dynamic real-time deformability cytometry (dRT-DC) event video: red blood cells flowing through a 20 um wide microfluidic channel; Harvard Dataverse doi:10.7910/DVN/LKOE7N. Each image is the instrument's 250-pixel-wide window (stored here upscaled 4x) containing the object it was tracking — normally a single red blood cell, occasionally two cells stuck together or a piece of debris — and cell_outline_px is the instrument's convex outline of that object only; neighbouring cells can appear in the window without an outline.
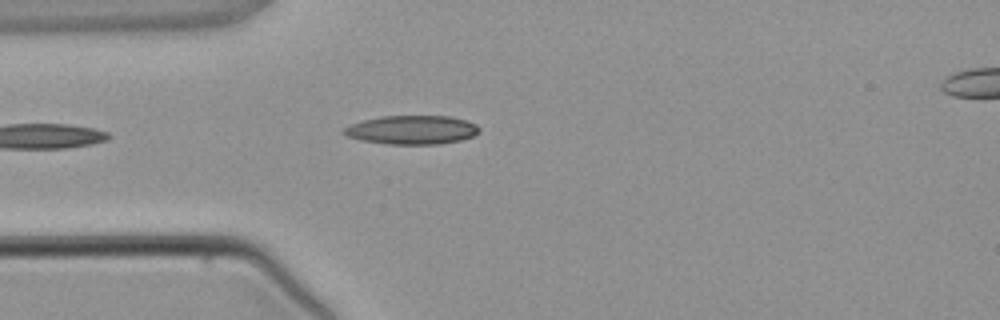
{"species": "common noctule bat (a hibernating species)", "species_latin": "Nyctalus noctula", "temperature_condition": "warm", "stored_images_in_passage": 4, "segment_of_instrument_passage": [1, 2], "camera_frame_rate_fps": 3000, "um_per_image_px": 0.085, "animal": {"sex": "male", "body_mass_g": 21.5, "forearm_length_mm": 52.0}, "frame": {"image": 1, "passage_image": 3, "time_ms": 2.333, "image_size_px": [1000, 320], "cell_outline_px": [[480, 132], [472, 136], [460, 140], [440, 144], [388, 144], [360, 140], [348, 136], [344, 132], [344, 128], [352, 124], [364, 120], [380, 116], [452, 116], [476, 124], [480, 128]], "centroid_in_image_um": [35.05, 11.04], "position_along_channel_um": 50.0, "area_um2": 22.6}}